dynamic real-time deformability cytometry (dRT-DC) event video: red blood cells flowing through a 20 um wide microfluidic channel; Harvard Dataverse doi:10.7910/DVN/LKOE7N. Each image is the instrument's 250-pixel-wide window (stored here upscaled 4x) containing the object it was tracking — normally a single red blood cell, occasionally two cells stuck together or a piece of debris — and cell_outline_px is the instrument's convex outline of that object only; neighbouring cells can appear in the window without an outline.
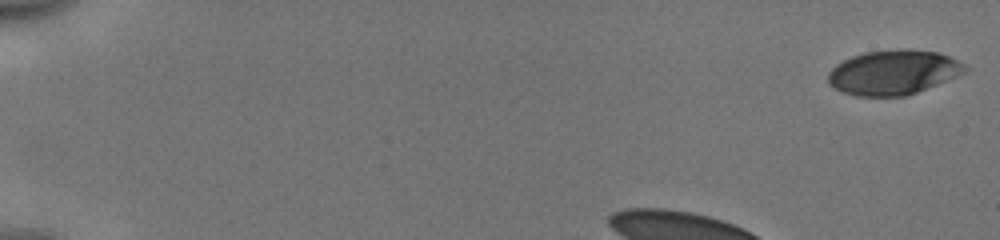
{"species": "human", "species_latin": "Homo sapiens", "temperature_condition": "cold", "stored_images_in_passage": 38, "camera_frame_rate_fps": 3000, "um_per_image_px": 0.085, "donor": {"sex": "male"}, "frame": {"image": 1, "passage_image": 1, "time_ms": 0.0, "image_size_px": [1000, 240], "cell_outline_px": [[968, 68], [964, 72], [956, 76], [908, 96], [856, 96], [832, 88], [828, 84], [828, 72], [836, 64], [852, 56], [864, 52], [900, 48], [908, 48], [936, 52], [948, 56], [964, 64]], "centroid_in_image_um": [75.9, 6.15], "position_along_channel_um": 9.1, "area_um2": 35.66}}
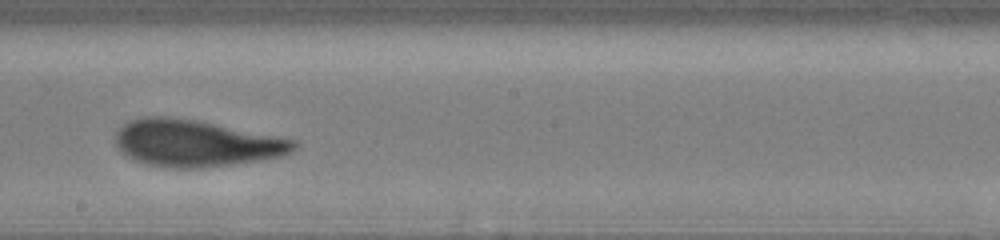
{"frame": {"image": 2, "passage_image": 25, "time_ms": 8.0, "image_size_px": [1000, 240], "cell_outline_px": [[300, 144], [292, 152], [284, 156], [260, 160], [204, 168], [172, 168], [148, 164], [136, 160], [128, 156], [116, 144], [116, 132], [128, 120], [144, 116], [168, 116], [192, 120], [296, 140]], "centroid_in_image_um": [16.66, 12.18], "position_along_channel_um": 231.5, "area_um2": 48.09}}
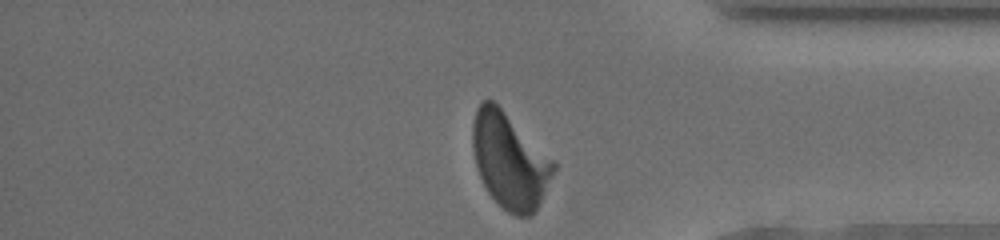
{"frame": {"image": 3, "passage_image": 38, "time_ms": 12.333, "image_size_px": [1000, 240], "cell_outline_px": [[556, 168], [532, 216], [516, 216], [508, 212], [488, 192], [480, 176], [476, 164], [472, 148], [472, 124], [476, 108], [484, 100], [492, 100], [556, 160]], "centroid_in_image_um": [43.33, 13.64], "position_along_channel_um": 391.9, "area_um2": 44.62}, "authors_computed_cell_mechanics": {"area_um2": 47.5116, "velocity_mm_per_s": 3.9341, "shape_relaxation_time_tau1_ms": 4.562, "shape_relaxation_time_tau2_ms": 1.1649, "deformation_change_tau1": 0.2029, "deformation_change_tau2": 0.0842}}